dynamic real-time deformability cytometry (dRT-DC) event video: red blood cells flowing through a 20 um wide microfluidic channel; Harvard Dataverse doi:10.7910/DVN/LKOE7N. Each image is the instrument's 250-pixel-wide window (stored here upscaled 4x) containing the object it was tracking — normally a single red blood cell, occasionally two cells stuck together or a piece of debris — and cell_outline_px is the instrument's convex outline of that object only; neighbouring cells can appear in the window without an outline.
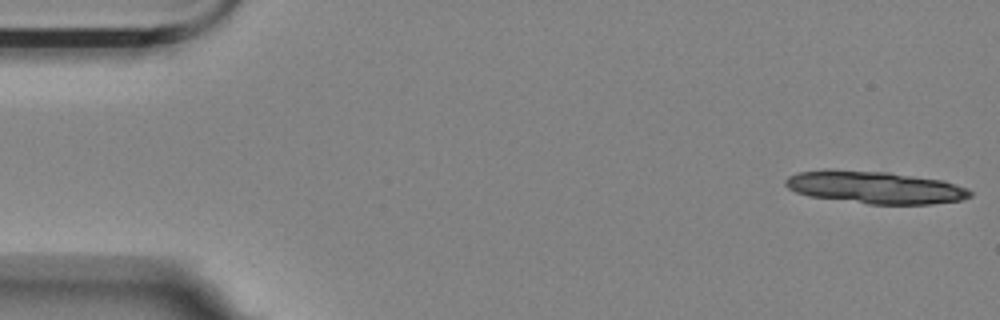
{"species": "Egyptian fruit bat (a non-hibernating species)", "species_latin": "Rousettus aegyptiacus", "temperature_condition": "room temperature", "stored_images_in_passage": 6, "segment_of_instrument_passage": [1, 2], "camera_frame_rate_fps": 3000, "um_per_image_px": 0.085, "animal": {"sex": "female"}, "frame": {"image": 1, "passage_image": 1, "time_ms": 0.0, "image_size_px": [1000, 320], "cell_outline_px": [[972, 196], [964, 200], [932, 204], [868, 204], [808, 196], [796, 192], [788, 188], [784, 184], [784, 180], [788, 176], [796, 172], [824, 168], [828, 168], [888, 172], [944, 180], [968, 188], [972, 192]], "centroid_in_image_um": [74.35, 15.91], "position_along_channel_um": 10.6, "area_um2": 35.6}}